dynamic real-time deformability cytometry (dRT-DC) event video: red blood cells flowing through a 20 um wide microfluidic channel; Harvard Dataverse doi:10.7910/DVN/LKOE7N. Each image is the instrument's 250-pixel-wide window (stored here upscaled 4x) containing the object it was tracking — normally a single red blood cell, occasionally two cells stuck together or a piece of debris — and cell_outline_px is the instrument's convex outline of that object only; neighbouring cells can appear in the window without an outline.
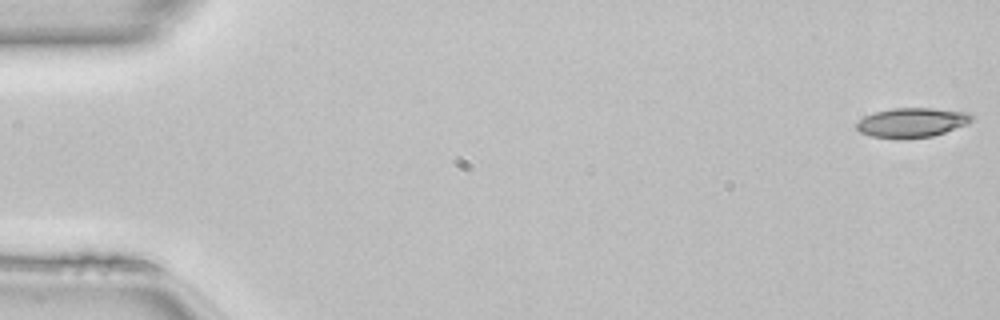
{"species": "common noctule bat (a hibernating species)", "species_latin": "Nyctalus noctula", "temperature_condition": "room temperature", "stored_images_in_passage": 50, "camera_frame_rate_fps": 3000, "um_per_image_px": 0.085, "animal": {"sex": "female", "body_mass_g": 22.7, "forearm_length_mm": 54.2}, "frame": {"image": 1, "passage_image": 1, "time_ms": 0.0, "image_size_px": [1000, 320], "cell_outline_px": [[972, 120], [968, 124], [932, 136], [904, 140], [900, 140], [872, 136], [860, 132], [856, 128], [856, 124], [864, 116], [876, 112], [892, 108], [932, 108], [972, 112]], "centroid_in_image_um": [77.53, 10.43], "position_along_channel_um": 7.5, "area_um2": 20.06}}
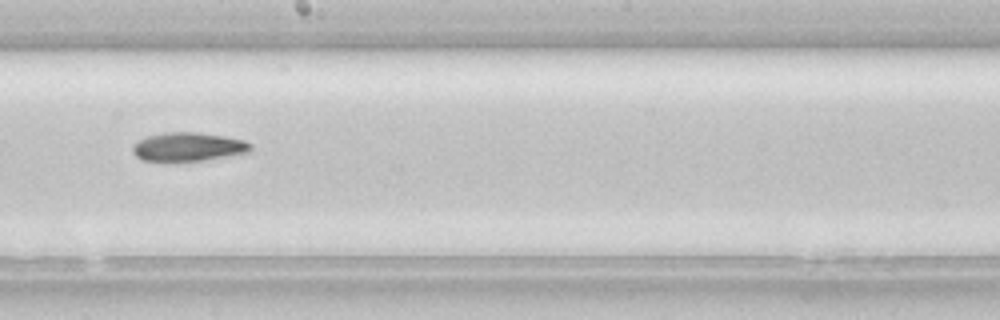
{"frame": {"image": 2, "passage_image": 28, "time_ms": 9.0, "image_size_px": [1000, 320], "cell_outline_px": [[252, 148], [248, 152], [204, 160], [144, 160], [136, 156], [132, 152], [132, 144], [148, 136], [168, 132], [196, 132], [224, 136], [244, 140], [252, 144]], "centroid_in_image_um": [16.0, 12.46], "position_along_channel_um": 232.2, "area_um2": 19.36}}
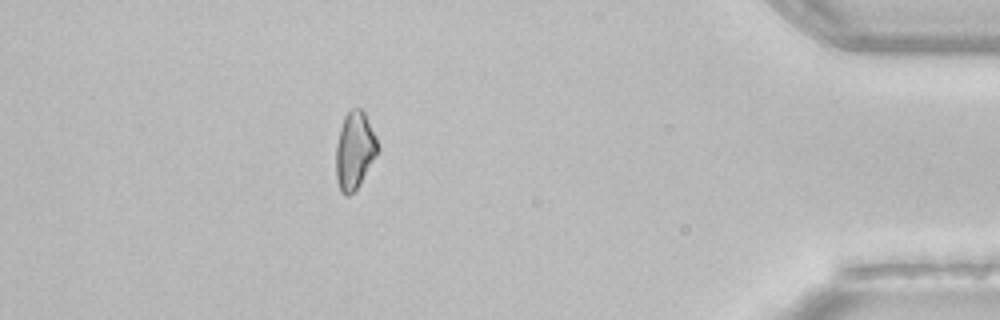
{"frame": {"image": 3, "passage_image": 44, "time_ms": 14.333, "image_size_px": [1000, 320], "cell_outline_px": [[380, 148], [376, 156], [360, 184], [348, 196], [344, 196], [340, 192], [336, 180], [336, 144], [340, 128], [344, 116], [352, 108], [360, 108], [364, 112], [376, 136]], "centroid_in_image_um": [30.14, 12.8], "position_along_channel_um": 405.1, "area_um2": 18.96}}